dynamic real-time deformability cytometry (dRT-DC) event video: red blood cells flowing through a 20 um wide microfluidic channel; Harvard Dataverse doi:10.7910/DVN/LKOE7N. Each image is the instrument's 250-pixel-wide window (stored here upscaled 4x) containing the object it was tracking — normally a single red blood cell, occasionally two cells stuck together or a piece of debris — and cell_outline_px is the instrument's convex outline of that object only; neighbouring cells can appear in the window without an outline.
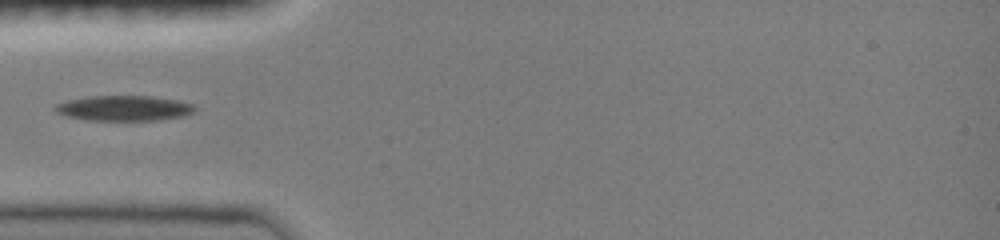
{"species": "common noctule bat (a hibernating species)", "species_latin": "Nyctalus noctula", "temperature_condition": "room temperature", "stored_images_in_passage": 35, "camera_frame_rate_fps": 3000, "um_per_image_px": 0.085, "animal": {"sex": "female", "body_mass_g": 19.0, "forearm_length_mm": 51.5}, "frame": {"image": 1, "passage_image": 1, "time_ms": 0.0, "image_size_px": [1000, 240], "cell_outline_px": [[196, 108], [192, 112], [184, 116], [156, 120], [88, 120], [68, 116], [56, 112], [52, 108], [56, 104], [68, 100], [88, 96], [152, 96], [176, 100], [196, 104]], "centroid_in_image_um": [10.54, 9.19], "position_along_channel_um": 74.5, "area_um2": 20.52}}
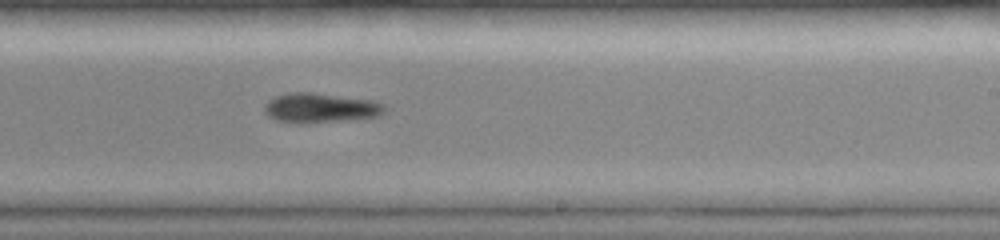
{"frame": {"image": 2, "passage_image": 14, "time_ms": 4.667, "image_size_px": [1000, 240], "cell_outline_px": [[384, 112], [380, 116], [300, 124], [276, 120], [268, 116], [264, 112], [264, 104], [268, 100], [276, 96], [288, 92], [312, 92], [372, 100], [384, 104]], "centroid_in_image_um": [27.18, 9.16], "position_along_channel_um": 261.8, "area_um2": 20.75}}
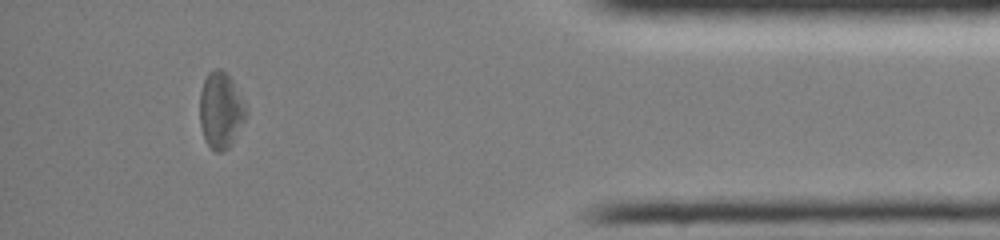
{"frame": {"image": 3, "passage_image": 31, "time_ms": 9.333, "image_size_px": [1000, 240], "cell_outline_px": [[248, 112], [232, 144], [228, 148], [220, 152], [216, 152], [204, 140], [200, 124], [200, 92], [204, 80], [208, 72], [212, 68], [220, 68], [232, 80]], "centroid_in_image_um": [18.74, 9.37], "position_along_channel_um": 416.5, "area_um2": 20.4}}